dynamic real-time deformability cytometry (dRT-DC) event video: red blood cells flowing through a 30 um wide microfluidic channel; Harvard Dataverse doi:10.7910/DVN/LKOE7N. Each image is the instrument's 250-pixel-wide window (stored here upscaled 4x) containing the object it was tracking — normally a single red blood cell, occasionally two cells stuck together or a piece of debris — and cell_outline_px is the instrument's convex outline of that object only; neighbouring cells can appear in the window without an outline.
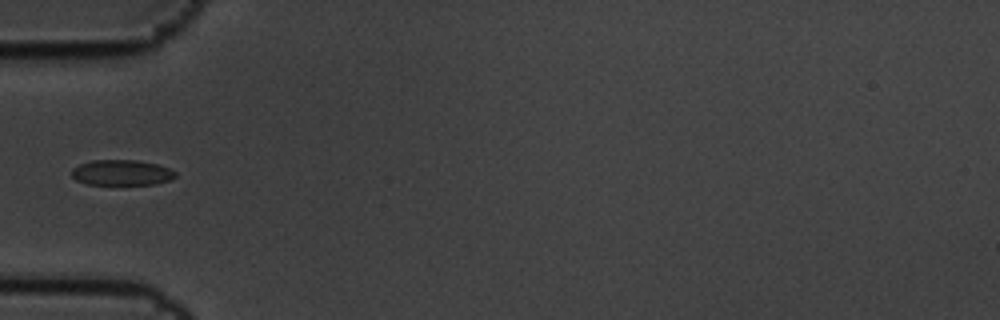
{"species": "common noctule bat (a hibernating species)", "species_latin": "Nyctalus noctula", "temperature_condition": "cold", "stored_images_in_passage": 8, "camera_frame_rate_fps": 3000, "um_per_image_px": 0.085, "animal": {"sex": "male", "body_mass_g": 19.5, "forearm_length_mm": 54.6}, "frame": {"image": 1, "passage_image": 3, "time_ms": 0.667, "image_size_px": [1000, 320], "cell_outline_px": [[176, 176], [172, 180], [156, 184], [88, 184], [76, 180], [72, 176], [72, 168], [80, 164], [92, 160], [136, 160], [156, 164], [168, 168], [176, 172]], "centroid_in_image_um": [10.35, 14.67], "position_along_channel_um": 74.6, "area_um2": 15.37}}
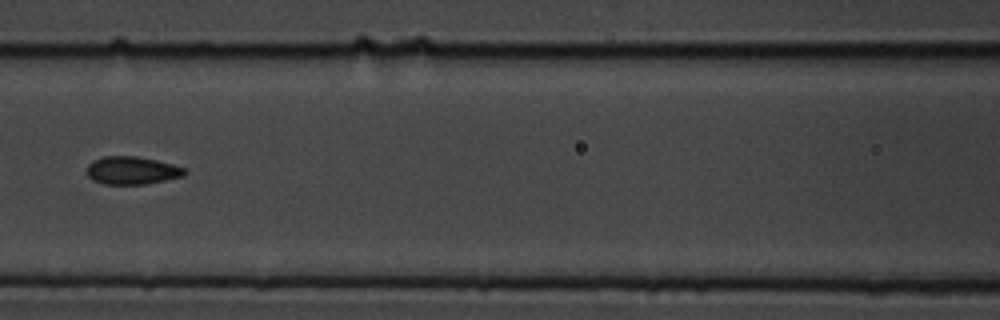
{"frame": {"image": 2, "passage_image": 5, "time_ms": 1.333, "image_size_px": [1000, 320], "cell_outline_px": [[188, 172], [184, 176], [144, 184], [104, 184], [92, 180], [88, 176], [88, 164], [92, 160], [104, 156], [136, 156], [156, 160], [172, 164], [184, 168]], "centroid_in_image_um": [11.21, 14.48], "position_along_channel_um": 155.4, "area_um2": 15.84}}
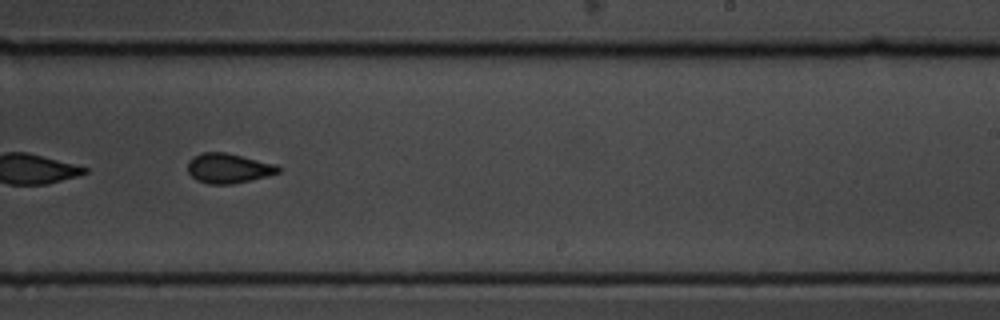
{"frame": {"image": 3, "passage_image": 8, "time_ms": 2.333, "image_size_px": [1000, 320], "cell_outline_px": [[280, 172], [268, 176], [232, 184], [208, 184], [196, 180], [188, 172], [188, 160], [192, 156], [204, 152], [224, 152], [276, 164], [280, 168]], "centroid_in_image_um": [19.4, 14.3], "position_along_channel_um": 269.6, "area_um2": 15.72}}